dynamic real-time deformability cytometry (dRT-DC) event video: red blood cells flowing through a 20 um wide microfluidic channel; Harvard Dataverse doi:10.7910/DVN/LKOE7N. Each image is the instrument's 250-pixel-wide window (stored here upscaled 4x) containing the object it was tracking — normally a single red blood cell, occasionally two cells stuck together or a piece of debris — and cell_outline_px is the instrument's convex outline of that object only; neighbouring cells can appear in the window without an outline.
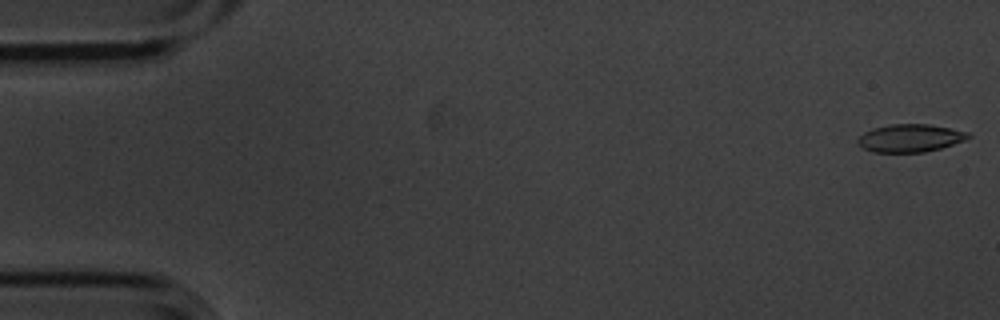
{"species": "common noctule bat (a hibernating species)", "species_latin": "Nyctalus noctula", "temperature_condition": "cold", "stored_images_in_passage": 5, "camera_frame_rate_fps": 3000, "um_per_image_px": 0.085, "animal": {"sex": "male", "body_mass_g": 20.1, "forearm_length_mm": 53.5}, "frame": {"image": 1, "passage_image": 1, "time_ms": 0.0, "image_size_px": [1000, 320], "cell_outline_px": [[972, 136], [964, 140], [940, 148], [924, 152], [872, 152], [864, 148], [856, 140], [864, 132], [872, 128], [892, 124], [928, 124], [968, 132]], "centroid_in_image_um": [77.34, 11.73], "position_along_channel_um": 7.7, "area_um2": 17.69}}
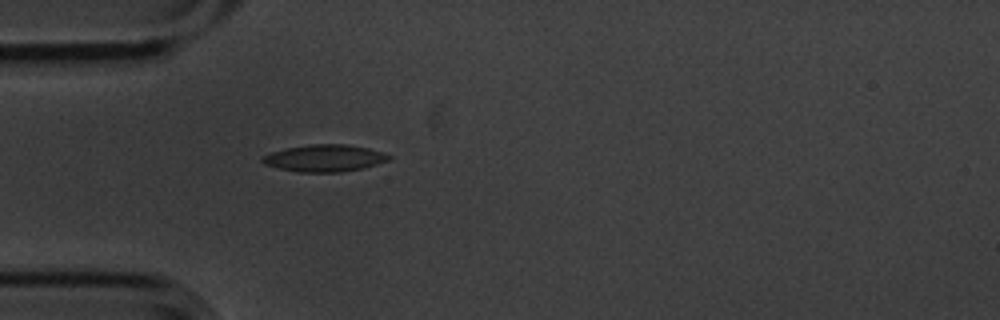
{"frame": {"image": 2, "passage_image": 5, "time_ms": 1.333, "image_size_px": [1000, 320], "cell_outline_px": [[392, 156], [388, 160], [364, 168], [340, 172], [300, 172], [280, 168], [264, 164], [260, 160], [264, 156], [272, 152], [288, 148], [312, 144], [348, 144], [368, 148], [384, 152]], "centroid_in_image_um": [27.63, 13.44], "position_along_channel_um": 57.4, "area_um2": 19.71}}